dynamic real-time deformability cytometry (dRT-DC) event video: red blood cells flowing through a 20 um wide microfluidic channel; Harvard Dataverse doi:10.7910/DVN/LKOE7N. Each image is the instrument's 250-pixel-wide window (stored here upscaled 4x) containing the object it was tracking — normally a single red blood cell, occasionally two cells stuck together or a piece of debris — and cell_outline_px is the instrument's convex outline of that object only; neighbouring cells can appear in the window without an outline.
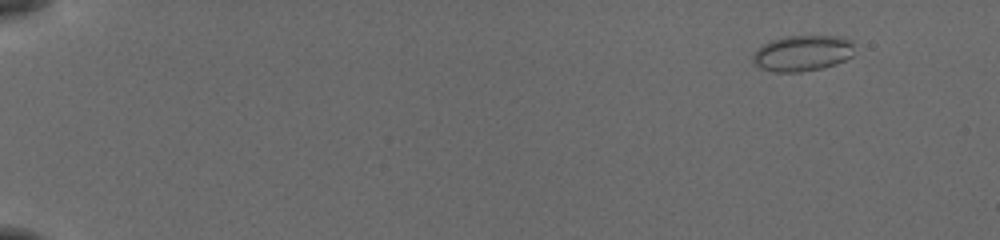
{"species": "common noctule bat (a hibernating species)", "species_latin": "Nyctalus noctula", "temperature_condition": "cold", "stored_images_in_passage": 51, "camera_frame_rate_fps": 3000, "um_per_image_px": 0.085, "animal": {"sex": "female", "body_mass_g": 19.5, "forearm_length_mm": 54.1}, "frame": {"image": 1, "passage_image": 1, "time_ms": 0.0, "image_size_px": [1000, 240], "cell_outline_px": [[852, 56], [836, 64], [820, 68], [800, 72], [772, 72], [760, 68], [752, 60], [752, 56], [764, 44], [772, 40], [784, 36], [840, 36], [852, 40]], "centroid_in_image_um": [68.21, 4.52], "position_along_channel_um": 16.8, "area_um2": 21.1}}
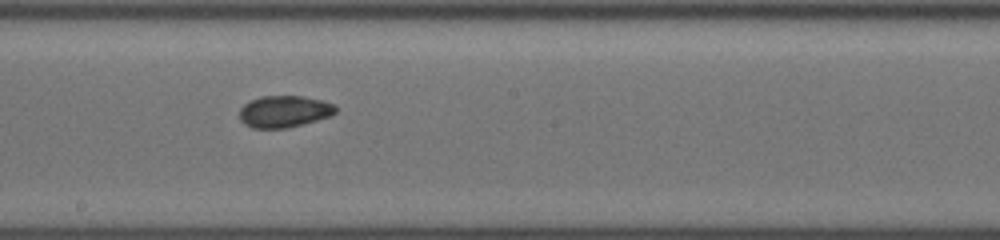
{"frame": {"image": 2, "passage_image": 29, "time_ms": 9.333, "image_size_px": [1000, 240], "cell_outline_px": [[336, 112], [332, 116], [284, 128], [252, 128], [244, 124], [240, 120], [240, 108], [244, 104], [260, 96], [304, 96], [336, 104]], "centroid_in_image_um": [24.16, 9.47], "position_along_channel_um": 224.0, "area_um2": 17.74}}
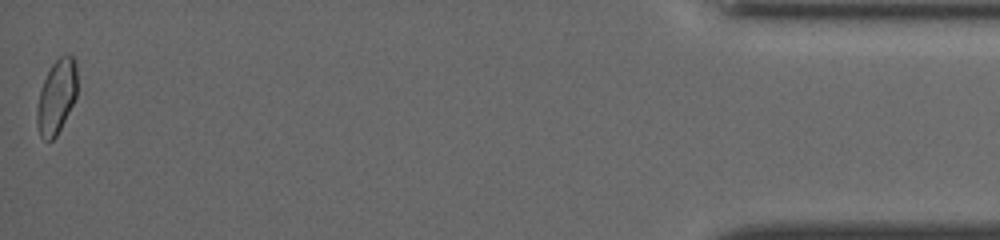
{"frame": {"image": 3, "passage_image": 51, "time_ms": 16.667, "image_size_px": [1000, 240], "cell_outline_px": [[76, 96], [56, 136], [52, 140], [44, 140], [40, 136], [36, 124], [36, 108], [40, 88], [52, 64], [60, 56], [68, 52], [76, 60]], "centroid_in_image_um": [4.78, 8.2], "position_along_channel_um": 430.4, "area_um2": 17.34}, "authors_computed_cell_mechanics": {"area_um2": 18.3226, "velocity_mm_per_s": 3.8641, "shape_relaxation_time_tau1_ms": null, "shape_relaxation_time_tau2_ms": 1.8913, "deformation_change_tau1": null, "deformation_change_tau2": 0.0559}}